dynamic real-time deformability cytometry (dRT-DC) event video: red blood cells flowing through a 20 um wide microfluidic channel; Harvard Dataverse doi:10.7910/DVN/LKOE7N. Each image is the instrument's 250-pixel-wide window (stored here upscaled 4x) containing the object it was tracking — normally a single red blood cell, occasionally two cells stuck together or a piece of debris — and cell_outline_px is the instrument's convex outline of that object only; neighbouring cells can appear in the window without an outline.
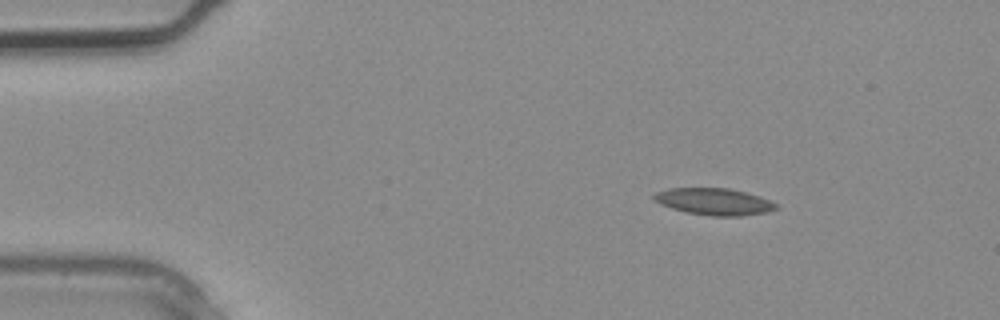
{"species": "common noctule bat (a hibernating species)", "species_latin": "Nyctalus noctula", "temperature_condition": "warm", "stored_images_in_passage": 3, "camera_frame_rate_fps": 3000, "um_per_image_px": 0.085, "animal": {"sex": "male", "body_mass_g": 20.4}, "frame": {"image": 1, "passage_image": 2, "time_ms": 0.333, "image_size_px": [1000, 320], "cell_outline_px": [[780, 208], [768, 212], [740, 216], [712, 216], [684, 212], [660, 204], [652, 196], [656, 192], [668, 188], [728, 188], [748, 192], [760, 196], [780, 204]], "centroid_in_image_um": [60.77, 17.14], "position_along_channel_um": 24.2, "area_um2": 19.36}}